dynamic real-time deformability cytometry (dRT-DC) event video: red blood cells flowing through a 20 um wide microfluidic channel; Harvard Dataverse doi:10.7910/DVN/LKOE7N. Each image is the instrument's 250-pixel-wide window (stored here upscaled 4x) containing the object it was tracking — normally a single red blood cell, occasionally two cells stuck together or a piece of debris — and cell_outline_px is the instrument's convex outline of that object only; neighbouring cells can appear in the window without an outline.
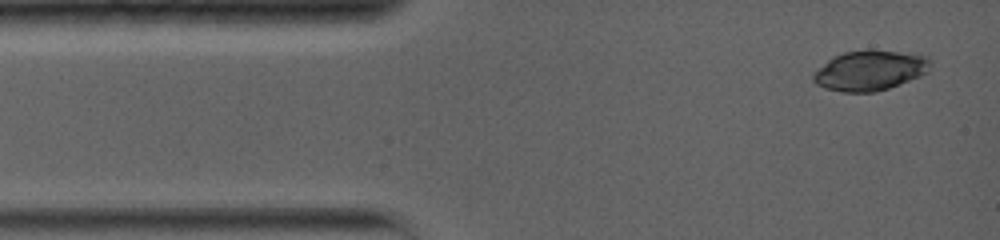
{"species": "common noctule bat (a hibernating species)", "species_latin": "Nyctalus noctula", "temperature_condition": "warm", "stored_images_in_passage": 8, "camera_frame_rate_fps": 5000, "um_per_image_px": 0.085, "animal": {"sex": "female", "body_mass_g": 19.0, "forearm_length_mm": 56.7}, "frame": {"image": 1, "passage_image": 1, "time_ms": 0.0, "image_size_px": [1000, 240], "cell_outline_px": [[932, 60], [928, 72], [920, 76], [888, 88], [876, 92], [844, 92], [824, 88], [816, 84], [812, 80], [812, 76], [832, 56], [844, 52], [896, 52], [928, 56]], "centroid_in_image_um": [73.95, 6.02], "position_along_channel_um": 11.1, "area_um2": 26.65}}
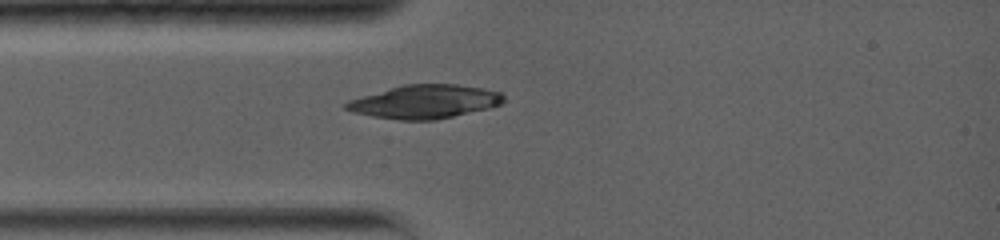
{"frame": {"image": 2, "passage_image": 6, "time_ms": 2.6, "image_size_px": [1000, 240], "cell_outline_px": [[504, 100], [500, 104], [488, 108], [436, 120], [400, 120], [372, 116], [352, 112], [344, 108], [344, 104], [348, 100], [404, 84], [456, 84], [484, 88], [500, 92], [504, 96]], "centroid_in_image_um": [36.1, 8.64], "position_along_channel_um": 48.9, "area_um2": 30.63}}
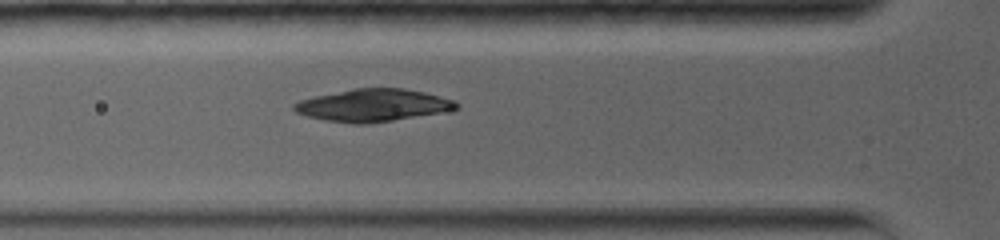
{"frame": {"image": 3, "passage_image": 8, "time_ms": 3.8, "image_size_px": [1000, 240], "cell_outline_px": [[460, 108], [452, 112], [368, 124], [352, 124], [324, 120], [308, 116], [296, 112], [292, 108], [292, 104], [300, 100], [316, 96], [356, 88], [404, 88], [424, 92], [440, 96], [452, 100], [460, 104]], "centroid_in_image_um": [31.79, 8.97], "position_along_channel_um": 94.0, "area_um2": 31.1}}